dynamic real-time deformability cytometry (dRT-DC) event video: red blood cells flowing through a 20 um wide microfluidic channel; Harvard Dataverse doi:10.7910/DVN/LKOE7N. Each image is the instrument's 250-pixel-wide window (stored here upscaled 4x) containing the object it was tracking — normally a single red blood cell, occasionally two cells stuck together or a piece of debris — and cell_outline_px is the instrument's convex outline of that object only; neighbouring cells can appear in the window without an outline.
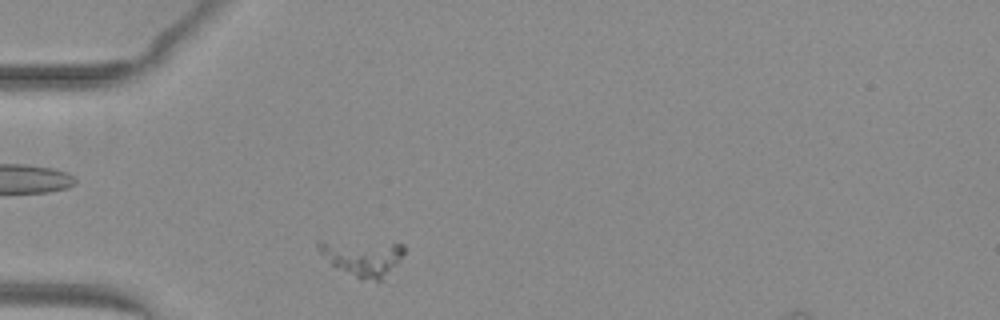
{"species": "common noctule bat (a hibernating species)", "species_latin": "Nyctalus noctula", "temperature_condition": "warm", "stored_images_in_passage": 39, "camera_frame_rate_fps": 3000, "um_per_image_px": 0.085, "animal": {"sex": "female", "body_mass_g": 29.2, "forearm_length_mm": 56.3}, "frame": {"image": 1, "passage_image": 1, "time_ms": 0.0, "image_size_px": [1000, 320], "cell_outline_px": [[404, 256], [384, 280], [360, 280], [332, 264], [316, 248], [316, 240], [320, 240], [404, 244]], "centroid_in_image_um": [30.83, 21.9], "position_along_channel_um": 54.2, "area_um2": 18.09}}
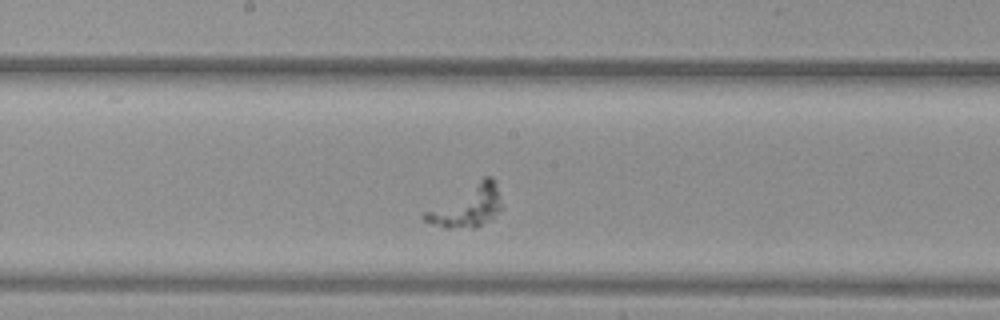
{"frame": {"image": 2, "passage_image": 14, "time_ms": 4.333, "image_size_px": [1000, 320], "cell_outline_px": [[504, 208], [476, 228], [444, 228], [432, 224], [424, 220], [420, 216], [424, 212], [484, 176], [492, 176], [496, 180]], "centroid_in_image_um": [39.74, 17.52], "position_along_channel_um": 208.5, "area_um2": 18.73}}
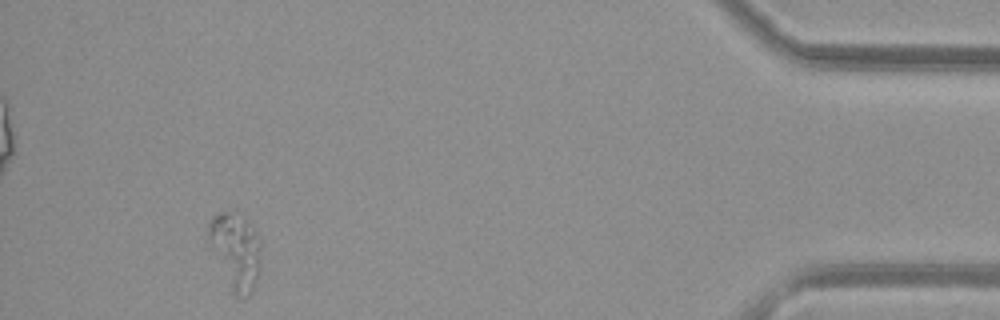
{"frame": {"image": 3, "passage_image": 35, "time_ms": 11.333, "image_size_px": [1000, 320], "cell_outline_px": [[260, 268], [252, 292], [248, 296], [236, 296], [208, 244], [208, 220], [212, 216], [220, 212], [228, 212], [244, 220], [256, 232], [260, 240]], "centroid_in_image_um": [20.01, 21.33], "position_along_channel_um": 415.2, "area_um2": 22.66}}